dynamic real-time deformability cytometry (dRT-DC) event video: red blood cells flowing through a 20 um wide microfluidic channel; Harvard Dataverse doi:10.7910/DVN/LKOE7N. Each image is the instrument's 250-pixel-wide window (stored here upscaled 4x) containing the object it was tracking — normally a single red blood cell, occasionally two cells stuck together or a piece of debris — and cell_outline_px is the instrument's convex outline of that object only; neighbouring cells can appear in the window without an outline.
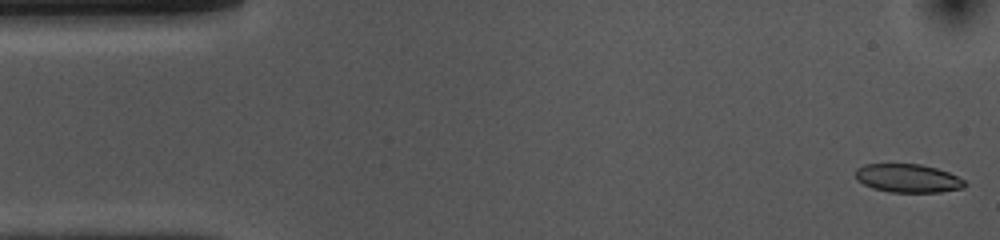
{"species": "common noctule bat (a hibernating species)", "species_latin": "Nyctalus noctula", "temperature_condition": "cold", "stored_images_in_passage": 52, "camera_frame_rate_fps": 3000, "um_per_image_px": 0.085, "animal": {"sex": "female", "body_mass_g": 10.0, "forearm_length_mm": 53.1}, "frame": {"image": 1, "passage_image": 1, "time_ms": 0.0, "image_size_px": [1000, 240], "cell_outline_px": [[968, 184], [964, 188], [940, 192], [888, 192], [872, 188], [856, 180], [856, 168], [864, 164], [920, 164], [936, 168], [948, 172], [964, 180]], "centroid_in_image_um": [77.17, 15.15], "position_along_channel_um": 7.8, "area_um2": 18.21}}
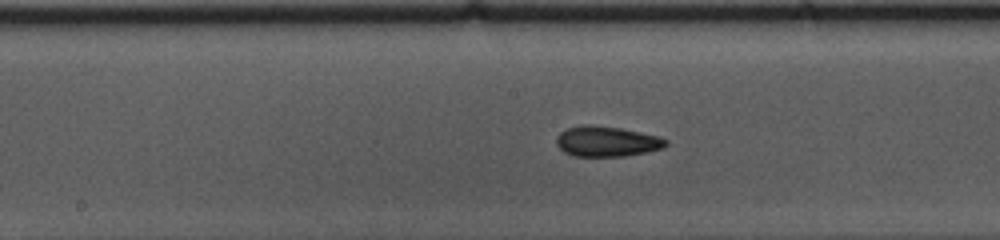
{"frame": {"image": 2, "passage_image": 25, "time_ms": 8.0, "image_size_px": [1000, 240], "cell_outline_px": [[668, 144], [664, 148], [648, 152], [624, 156], [572, 156], [564, 152], [556, 144], [556, 136], [560, 132], [568, 128], [584, 124], [592, 124], [620, 128], [660, 136], [668, 140]], "centroid_in_image_um": [51.59, 12.02], "position_along_channel_um": 196.6, "area_um2": 19.59}}
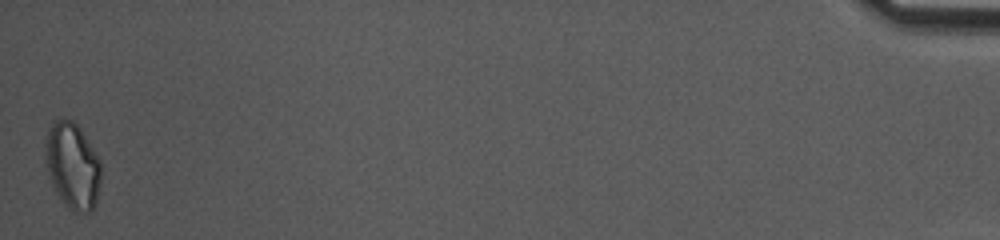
{"frame": {"image": 3, "passage_image": 52, "time_ms": 17.0, "image_size_px": [1000, 240], "cell_outline_px": [[100, 184], [96, 200], [92, 212], [76, 212], [68, 208], [56, 192], [52, 184], [48, 172], [44, 156], [44, 144], [48, 128], [56, 120], [64, 116], [72, 120], [80, 128], [100, 160]], "centroid_in_image_um": [6.14, 14.06], "position_along_channel_um": 429.1, "area_um2": 28.09}, "authors_computed_cell_mechanics": {"area_um2": 19.2474, "velocity_mm_per_s": 3.7142, "shape_relaxation_time_tau1_ms": null, "shape_relaxation_time_tau2_ms": 4.6752, "deformation_change_tau1": null, "deformation_change_tau2": 0.1093}}